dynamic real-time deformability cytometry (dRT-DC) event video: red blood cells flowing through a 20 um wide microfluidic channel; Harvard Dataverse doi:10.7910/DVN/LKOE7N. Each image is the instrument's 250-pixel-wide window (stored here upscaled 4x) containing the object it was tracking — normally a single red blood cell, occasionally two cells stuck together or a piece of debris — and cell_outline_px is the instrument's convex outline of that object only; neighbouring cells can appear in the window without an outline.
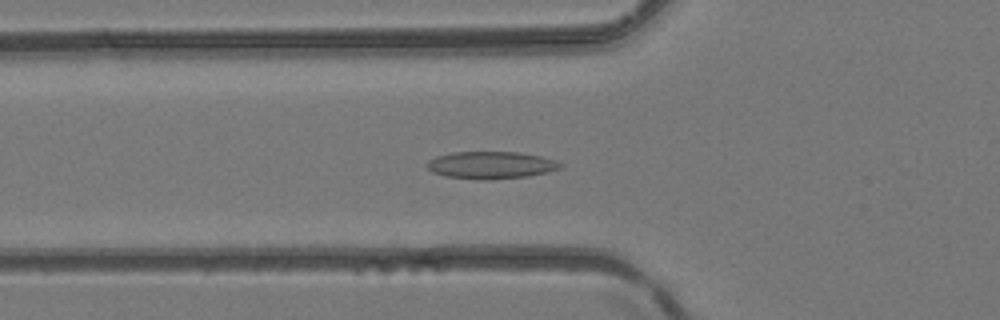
{"species": "common noctule bat (a hibernating species)", "species_latin": "Nyctalus noctula", "temperature_condition": "room temperature", "stored_images_in_passage": 35, "camera_frame_rate_fps": 3000, "um_per_image_px": 0.085, "animal": {"sex": "female", "body_mass_g": 24.6, "forearm_length_mm": 56.2}, "frame": {"image": 1, "passage_image": 5, "time_ms": 1.333, "image_size_px": [1000, 320], "cell_outline_px": [[564, 164], [560, 168], [548, 172], [528, 176], [492, 180], [476, 180], [444, 176], [432, 172], [424, 164], [428, 160], [436, 156], [452, 152], [520, 152], [540, 156], [556, 160]], "centroid_in_image_um": [41.71, 14.04], "position_along_channel_um": 84.1, "area_um2": 21.56}}
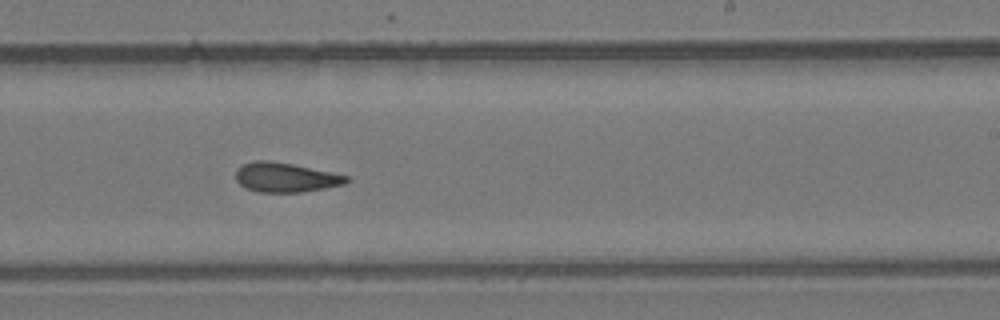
{"frame": {"image": 2, "passage_image": 17, "time_ms": 5.333, "image_size_px": [1000, 320], "cell_outline_px": [[352, 180], [344, 184], [304, 192], [256, 192], [244, 188], [236, 180], [236, 168], [240, 164], [252, 160], [268, 160], [292, 164], [348, 176]], "centroid_in_image_um": [24.21, 15.07], "position_along_channel_um": 264.8, "area_um2": 19.19}}
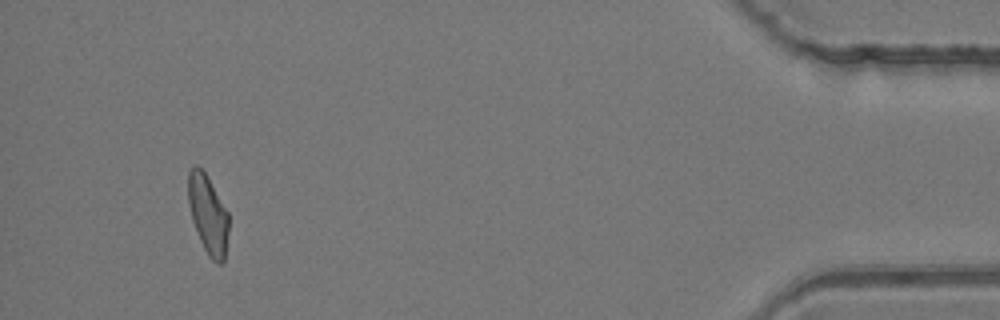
{"frame": {"image": 3, "passage_image": 32, "time_ms": 10.333, "image_size_px": [1000, 320], "cell_outline_px": [[228, 232], [224, 264], [216, 264], [208, 256], [200, 240], [192, 220], [188, 200], [188, 172], [196, 164], [204, 172], [228, 212]], "centroid_in_image_um": [17.68, 18.28], "position_along_channel_um": 417.5, "area_um2": 18.44}}